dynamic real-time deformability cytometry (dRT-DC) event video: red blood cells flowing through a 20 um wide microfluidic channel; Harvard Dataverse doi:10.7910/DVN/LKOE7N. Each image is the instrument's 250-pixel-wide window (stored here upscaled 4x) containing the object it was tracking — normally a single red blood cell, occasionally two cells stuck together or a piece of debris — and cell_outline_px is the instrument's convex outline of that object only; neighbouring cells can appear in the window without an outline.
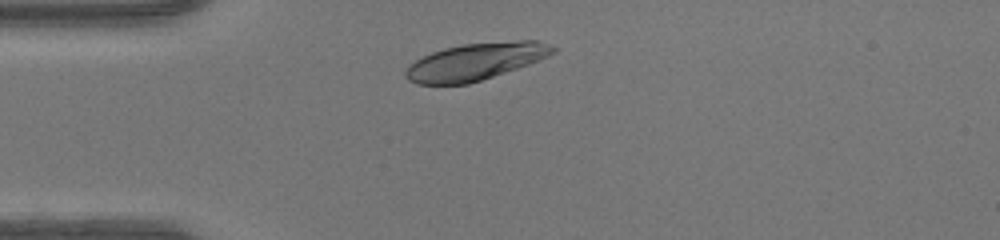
{"species": "human", "species_latin": "Homo sapiens", "temperature_condition": "warm", "stored_images_in_passage": 28, "camera_frame_rate_fps": 3000, "um_per_image_px": 0.085, "donor": {"sex": "female"}, "frame": {"image": 1, "passage_image": 1, "time_ms": 0.0, "image_size_px": [1000, 240], "cell_outline_px": [[556, 52], [548, 56], [528, 64], [468, 84], [416, 84], [408, 80], [404, 76], [404, 72], [408, 64], [432, 52], [444, 48], [464, 44], [516, 40], [536, 40], [552, 44], [556, 48]], "centroid_in_image_um": [40.41, 5.22], "position_along_channel_um": 44.6, "area_um2": 31.67}}
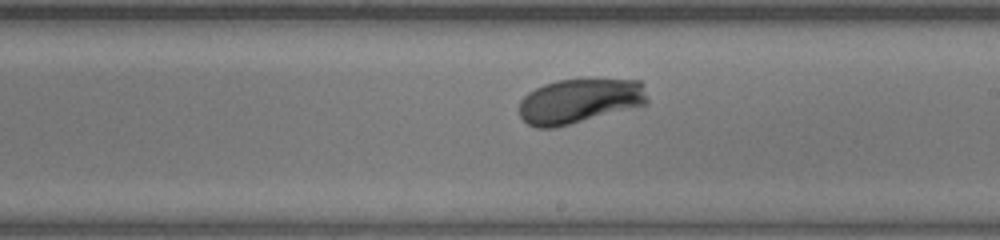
{"frame": {"image": 2, "passage_image": 16, "time_ms": 5.0, "image_size_px": [1000, 240], "cell_outline_px": [[648, 104], [556, 128], [536, 128], [528, 124], [520, 116], [520, 100], [528, 92], [544, 84], [556, 80], [640, 80], [644, 84], [648, 100]], "centroid_in_image_um": [49.26, 8.6], "position_along_channel_um": 239.7, "area_um2": 33.41}}
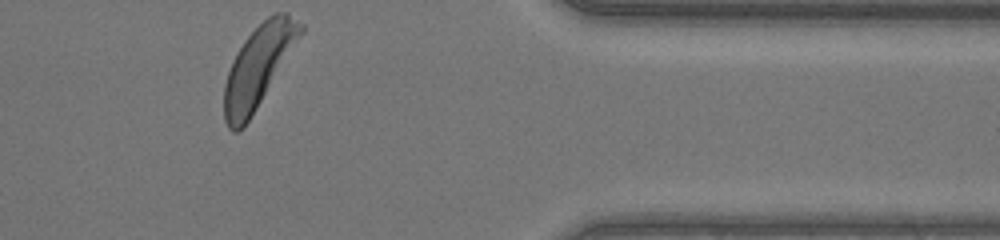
{"frame": {"image": 3, "passage_image": 28, "time_ms": 9.0, "image_size_px": [1000, 240], "cell_outline_px": [[304, 32], [256, 108], [248, 120], [236, 132], [232, 132], [228, 128], [224, 120], [224, 84], [232, 60], [244, 40], [268, 16], [276, 12], [288, 12], [304, 24]], "centroid_in_image_um": [21.97, 5.6], "position_along_channel_um": 389.4, "area_um2": 35.66}, "authors_computed_cell_mechanics": {"area_um2": 33.235, "velocity_mm_per_s": 4.3307, "shape_relaxation_time_tau1_ms": 1.3347, "shape_relaxation_time_tau2_ms": null, "deformation_change_tau1": 0.1212, "deformation_change_tau2": null}}